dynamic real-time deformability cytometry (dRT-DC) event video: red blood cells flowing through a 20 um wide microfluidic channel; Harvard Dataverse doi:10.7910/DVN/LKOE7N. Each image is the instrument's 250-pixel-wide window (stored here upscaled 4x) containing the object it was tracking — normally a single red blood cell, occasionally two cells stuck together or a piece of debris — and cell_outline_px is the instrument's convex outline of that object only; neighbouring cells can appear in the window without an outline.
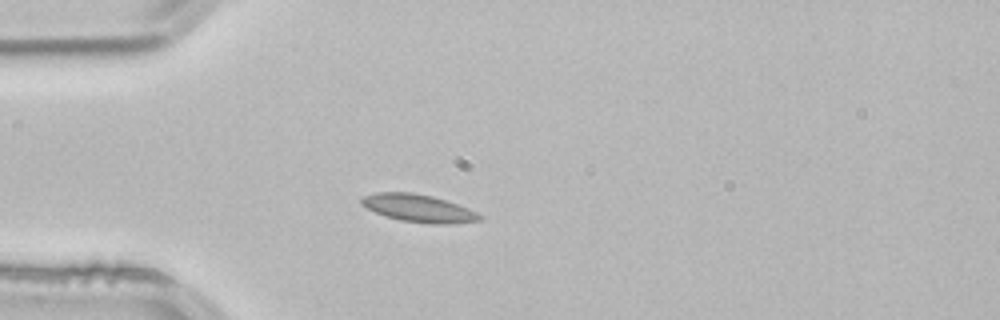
{"species": "common noctule bat (a hibernating species)", "species_latin": "Nyctalus noctula", "temperature_condition": "room temperature", "stored_images_in_passage": 40, "camera_frame_rate_fps": 3000, "um_per_image_px": 0.085, "animal": {"sex": "male", "body_mass_g": 21.5, "forearm_length_mm": 52.0}, "frame": {"image": 1, "passage_image": 1, "time_ms": 0.0, "image_size_px": [1000, 320], "cell_outline_px": [[484, 220], [452, 224], [428, 224], [400, 220], [384, 216], [360, 204], [360, 200], [364, 196], [376, 192], [412, 192], [432, 196], [468, 208], [484, 216]], "centroid_in_image_um": [35.6, 17.71], "position_along_channel_um": 49.4, "area_um2": 19.13}}
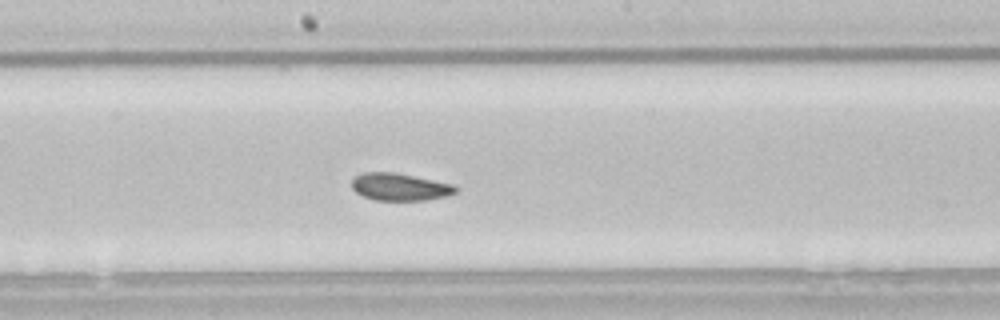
{"frame": {"image": 2, "passage_image": 15, "time_ms": 4.667, "image_size_px": [1000, 320], "cell_outline_px": [[456, 192], [448, 196], [428, 200], [376, 200], [364, 196], [356, 192], [352, 188], [352, 180], [360, 172], [392, 172], [452, 184], [456, 188]], "centroid_in_image_um": [33.96, 15.89], "position_along_channel_um": 214.2, "area_um2": 16.36}}
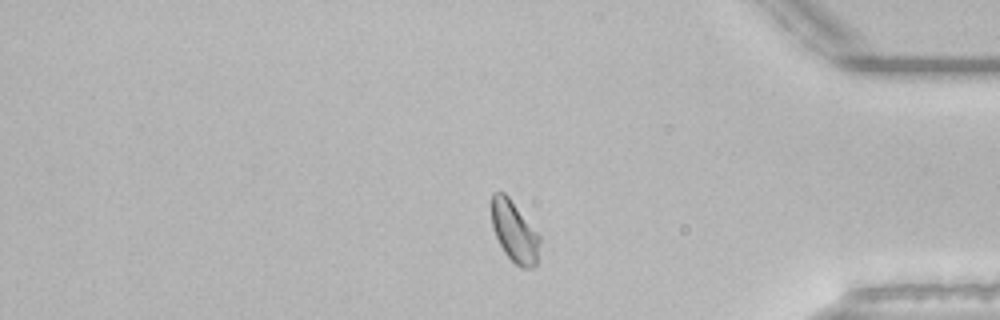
{"frame": {"image": 3, "passage_image": 31, "time_ms": 10.0, "image_size_px": [1000, 320], "cell_outline_px": [[540, 240], [536, 264], [532, 268], [520, 268], [504, 252], [492, 228], [492, 192], [504, 192], [508, 196], [540, 236]], "centroid_in_image_um": [43.72, 19.7], "position_along_channel_um": 391.5, "area_um2": 16.88}, "authors_computed_cell_mechanics": {"area_um2": 17.0799, "velocity_mm_per_s": 3.7932, "shape_relaxation_time_tau1_ms": 5.2524, "shape_relaxation_time_tau2_ms": null, "deformation_change_tau1": 0.1139, "deformation_change_tau2": null}}